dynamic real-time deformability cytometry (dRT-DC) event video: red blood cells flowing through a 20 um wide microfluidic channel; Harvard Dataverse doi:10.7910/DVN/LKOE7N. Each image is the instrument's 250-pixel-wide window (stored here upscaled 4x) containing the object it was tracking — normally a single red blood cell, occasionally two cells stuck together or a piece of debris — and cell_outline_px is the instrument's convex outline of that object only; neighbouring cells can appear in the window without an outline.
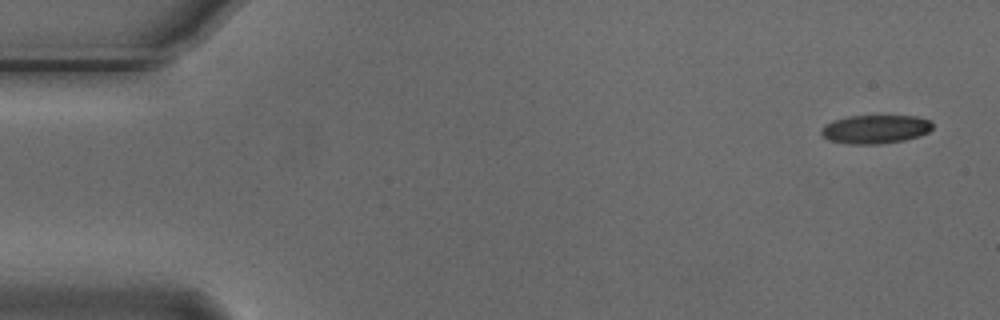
{"species": "Egyptian fruit bat (a non-hibernating species)", "species_latin": "Rousettus aegyptiacus", "temperature_condition": "cold", "stored_images_in_passage": 5, "segment_of_instrument_passage": [2, 2], "camera_frame_rate_fps": 3000, "um_per_image_px": 0.085, "animal": {"sex": "male"}, "frame": {"image": 1, "passage_image": 5, "time_ms": 1.333, "image_size_px": [1000, 320], "cell_outline_px": [[932, 128], [928, 132], [920, 136], [904, 140], [880, 144], [852, 144], [828, 140], [820, 136], [820, 128], [824, 124], [832, 120], [848, 116], [916, 116], [928, 120], [932, 124]], "centroid_in_image_um": [74.34, 10.98], "position_along_channel_um": 10.7, "area_um2": 18.73}}